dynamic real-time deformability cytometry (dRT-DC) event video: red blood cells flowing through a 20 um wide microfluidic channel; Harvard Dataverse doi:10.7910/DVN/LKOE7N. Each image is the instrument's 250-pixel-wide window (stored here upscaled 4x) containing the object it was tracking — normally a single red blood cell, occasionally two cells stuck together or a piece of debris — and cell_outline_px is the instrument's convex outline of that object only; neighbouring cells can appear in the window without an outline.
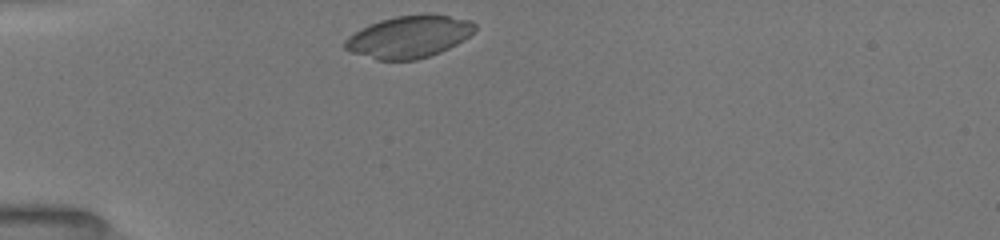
{"species": "common noctule bat (a hibernating species)", "species_latin": "Nyctalus noctula", "temperature_condition": "room temperature", "stored_images_in_passage": 23, "camera_frame_rate_fps": 3000, "um_per_image_px": 0.085, "animal": {"sex": "female", "body_mass_g": 19.5, "forearm_length_mm": 54.1}, "frame": {"image": 1, "passage_image": 1, "time_ms": 0.0, "image_size_px": [1000, 240], "cell_outline_px": [[476, 28], [464, 40], [440, 52], [416, 60], [376, 60], [352, 52], [344, 48], [344, 40], [348, 36], [380, 20], [396, 16], [428, 12], [472, 20], [476, 24]], "centroid_in_image_um": [34.8, 3.11], "position_along_channel_um": 50.2, "area_um2": 31.96}}
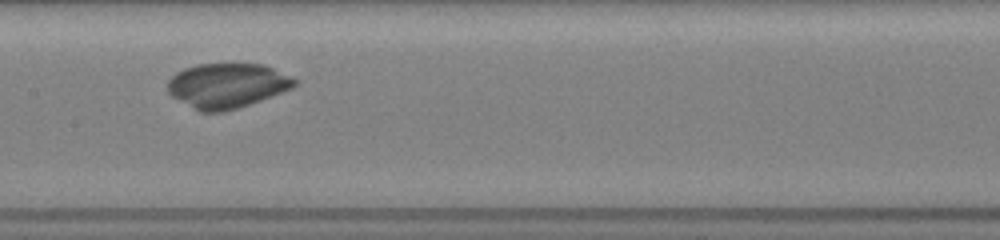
{"frame": {"image": 2, "passage_image": 22, "time_ms": 4.0, "image_size_px": [1000, 240], "cell_outline_px": [[300, 80], [292, 88], [260, 100], [224, 112], [200, 112], [192, 108], [172, 96], [168, 92], [168, 80], [176, 72], [184, 68], [200, 64], [264, 64], [292, 76]], "centroid_in_image_um": [19.31, 7.27], "position_along_channel_um": 188.1, "area_um2": 33.06}}